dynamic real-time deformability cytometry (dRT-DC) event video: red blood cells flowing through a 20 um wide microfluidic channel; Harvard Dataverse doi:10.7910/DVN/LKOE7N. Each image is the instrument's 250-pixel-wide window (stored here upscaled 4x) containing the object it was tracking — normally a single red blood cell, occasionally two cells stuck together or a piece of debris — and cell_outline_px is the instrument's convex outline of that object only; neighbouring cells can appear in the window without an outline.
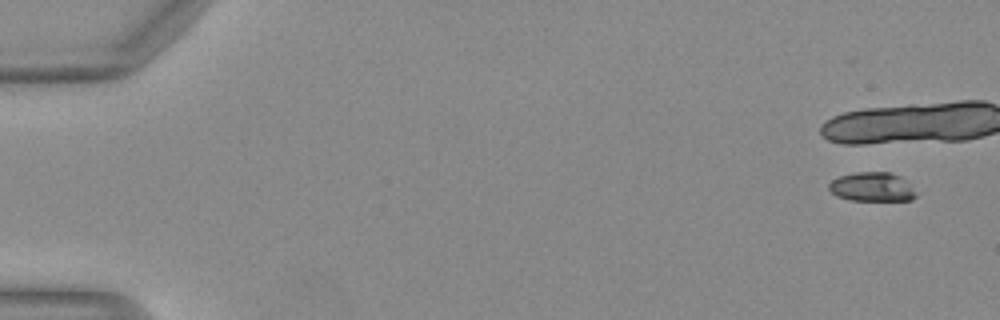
{"species": "Egyptian fruit bat (a non-hibernating species)", "species_latin": "Rousettus aegyptiacus", "temperature_condition": "warm", "stored_images_in_passage": 7, "camera_frame_rate_fps": 3000, "um_per_image_px": 0.085, "animal": {"sex": "female"}, "frame": {"image": 1, "passage_image": 1, "time_ms": 0.0, "image_size_px": [1000, 320], "cell_outline_px": [[920, 192], [912, 200], [848, 200], [836, 196], [828, 188], [828, 184], [832, 180], [840, 176], [856, 172], [888, 172], [900, 176]], "centroid_in_image_um": [74.17, 15.89], "position_along_channel_um": 10.8, "area_um2": 14.97}}